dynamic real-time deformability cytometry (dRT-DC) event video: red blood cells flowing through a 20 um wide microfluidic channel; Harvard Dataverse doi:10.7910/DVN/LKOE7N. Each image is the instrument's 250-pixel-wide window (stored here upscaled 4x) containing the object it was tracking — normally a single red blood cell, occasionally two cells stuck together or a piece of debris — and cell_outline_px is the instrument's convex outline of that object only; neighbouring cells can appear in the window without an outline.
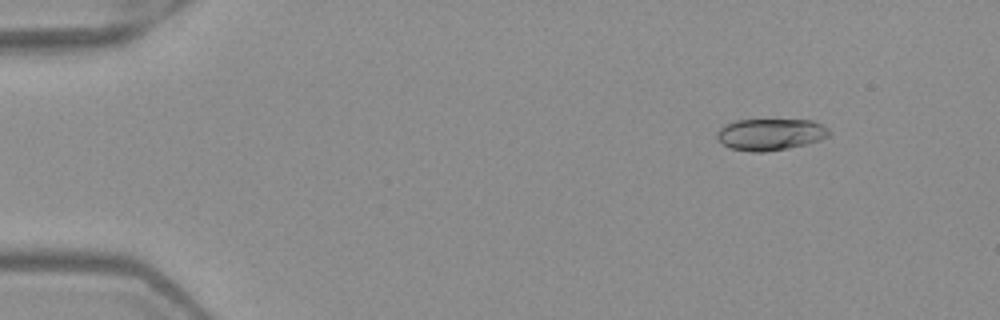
{"species": "Egyptian fruit bat (a non-hibernating species)", "species_latin": "Rousettus aegyptiacus", "temperature_condition": "warm", "stored_images_in_passage": 5, "camera_frame_rate_fps": 3000, "um_per_image_px": 0.085, "frame": {"image": 1, "passage_image": 1, "time_ms": 0.0, "image_size_px": [1000, 320], "cell_outline_px": [[828, 136], [820, 140], [788, 148], [764, 152], [752, 152], [732, 148], [724, 144], [716, 136], [716, 132], [724, 124], [736, 120], [812, 120], [828, 128]], "centroid_in_image_um": [65.46, 11.41], "position_along_channel_um": 19.5, "area_um2": 20.46}}
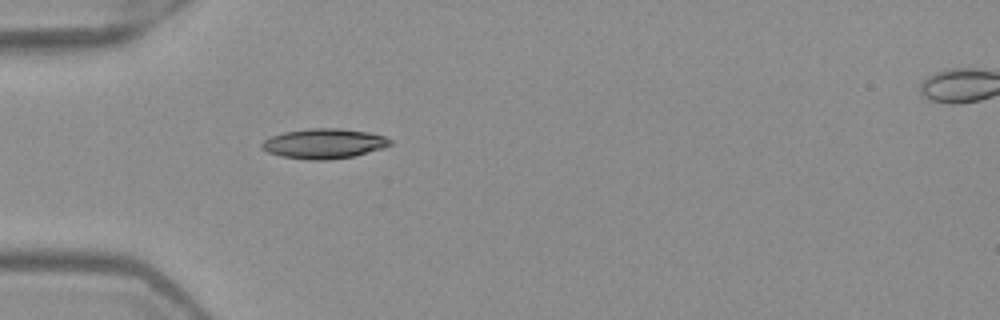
{"frame": {"image": 2, "passage_image": 4, "time_ms": 1.0, "image_size_px": [1000, 320], "cell_outline_px": [[392, 144], [380, 148], [352, 156], [328, 160], [308, 160], [280, 156], [268, 152], [260, 148], [260, 144], [264, 140], [272, 136], [284, 132], [308, 128], [340, 128], [368, 132], [384, 136], [392, 140]], "centroid_in_image_um": [27.49, 12.2], "position_along_channel_um": 57.5, "area_um2": 22.31}}